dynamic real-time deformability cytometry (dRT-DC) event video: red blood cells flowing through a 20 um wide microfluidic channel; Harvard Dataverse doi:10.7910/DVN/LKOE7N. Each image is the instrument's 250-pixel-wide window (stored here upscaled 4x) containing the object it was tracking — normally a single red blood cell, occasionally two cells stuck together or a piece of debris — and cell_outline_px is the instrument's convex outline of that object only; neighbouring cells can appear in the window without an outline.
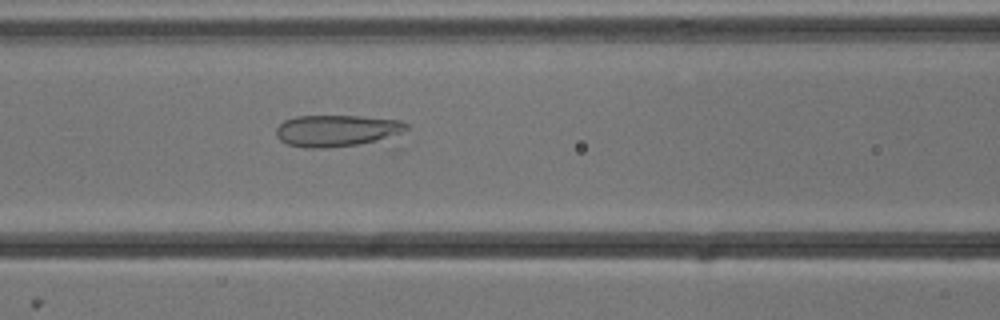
{"species": "common noctule bat (a hibernating species)", "species_latin": "Nyctalus noctula", "temperature_condition": "cold", "stored_images_in_passage": 33, "camera_frame_rate_fps": 3000, "um_per_image_px": 0.085, "animal": {"sex": "male", "body_mass_g": 13.3}, "frame": {"image": 1, "passage_image": 10, "time_ms": 3.0, "image_size_px": [1000, 320], "cell_outline_px": [[408, 128], [400, 148], [396, 152], [388, 152], [308, 148], [288, 144], [280, 140], [276, 136], [276, 128], [284, 120], [296, 116], [360, 116], [400, 120], [408, 124]], "centroid_in_image_um": [29.2, 11.3], "position_along_channel_um": 137.4, "area_um2": 28.9}}
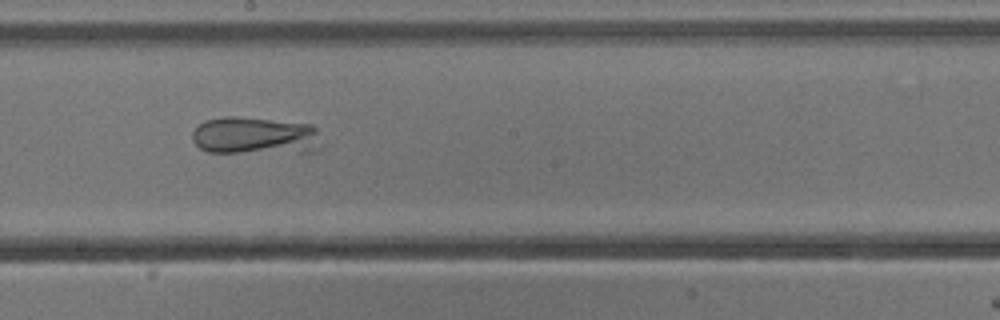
{"frame": {"image": 2, "passage_image": 17, "time_ms": 5.333, "image_size_px": [1000, 320], "cell_outline_px": [[320, 152], [208, 152], [200, 148], [192, 140], [192, 132], [200, 124], [208, 120], [224, 116], [236, 116], [312, 124], [316, 128]], "centroid_in_image_um": [21.69, 11.54], "position_along_channel_um": 226.5, "area_um2": 28.26}}
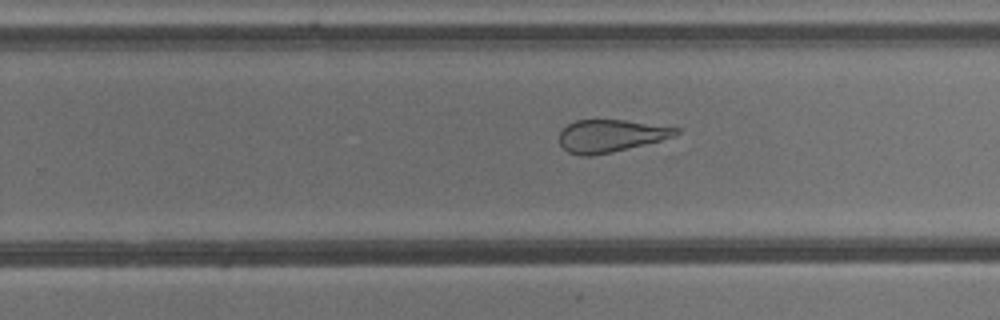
{"frame": {"image": 3, "passage_image": 21, "time_ms": 6.667, "image_size_px": [1000, 320], "cell_outline_px": [[680, 132], [672, 136], [660, 140], [612, 152], [592, 156], [580, 156], [568, 152], [560, 144], [560, 132], [568, 124], [576, 120], [624, 120], [680, 128]], "centroid_in_image_um": [51.87, 11.55], "position_along_channel_um": 277.9, "area_um2": 21.79}}